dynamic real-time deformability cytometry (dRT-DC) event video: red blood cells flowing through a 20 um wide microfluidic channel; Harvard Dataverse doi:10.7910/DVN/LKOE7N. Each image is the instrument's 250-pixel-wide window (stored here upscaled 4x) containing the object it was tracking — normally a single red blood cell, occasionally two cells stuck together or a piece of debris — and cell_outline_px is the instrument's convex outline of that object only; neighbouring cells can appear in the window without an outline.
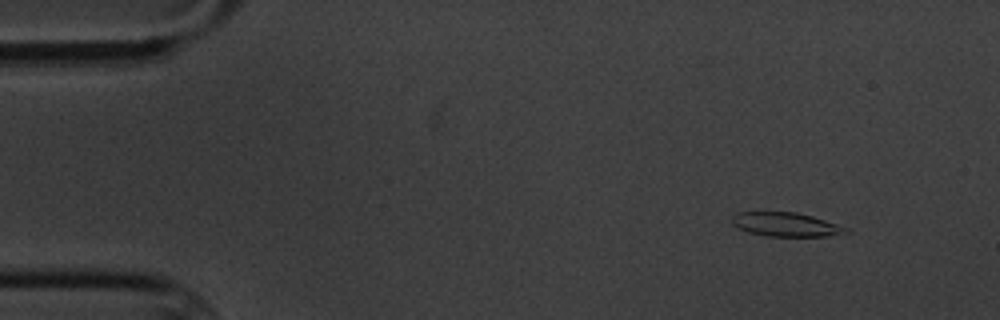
{"species": "common noctule bat (a hibernating species)", "species_latin": "Nyctalus noctula", "temperature_condition": "cold", "stored_images_in_passage": 4, "camera_frame_rate_fps": 3000, "um_per_image_px": 0.085, "animal": {"sex": "male", "body_mass_g": 20.1, "forearm_length_mm": 53.5}, "frame": {"image": 1, "passage_image": 1, "time_ms": 0.0, "image_size_px": [1000, 320], "cell_outline_px": [[852, 232], [828, 236], [764, 236], [748, 232], [732, 224], [732, 216], [736, 212], [796, 212], [812, 216], [848, 228]], "centroid_in_image_um": [66.79, 19.08], "position_along_channel_um": 18.2, "area_um2": 15.9}}
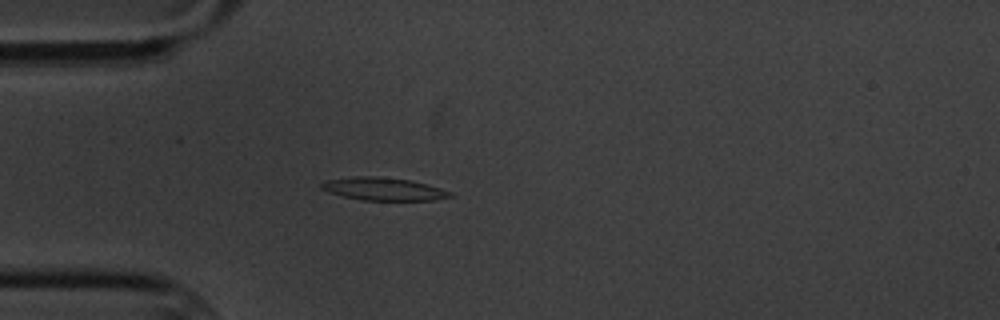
{"frame": {"image": 2, "passage_image": 4, "time_ms": 3.333, "image_size_px": [1000, 320], "cell_outline_px": [[456, 196], [436, 200], [360, 200], [328, 192], [320, 188], [320, 184], [324, 180], [356, 176], [376, 176], [408, 180], [440, 188], [452, 192]], "centroid_in_image_um": [32.58, 16.07], "position_along_channel_um": 52.4, "area_um2": 17.11}}